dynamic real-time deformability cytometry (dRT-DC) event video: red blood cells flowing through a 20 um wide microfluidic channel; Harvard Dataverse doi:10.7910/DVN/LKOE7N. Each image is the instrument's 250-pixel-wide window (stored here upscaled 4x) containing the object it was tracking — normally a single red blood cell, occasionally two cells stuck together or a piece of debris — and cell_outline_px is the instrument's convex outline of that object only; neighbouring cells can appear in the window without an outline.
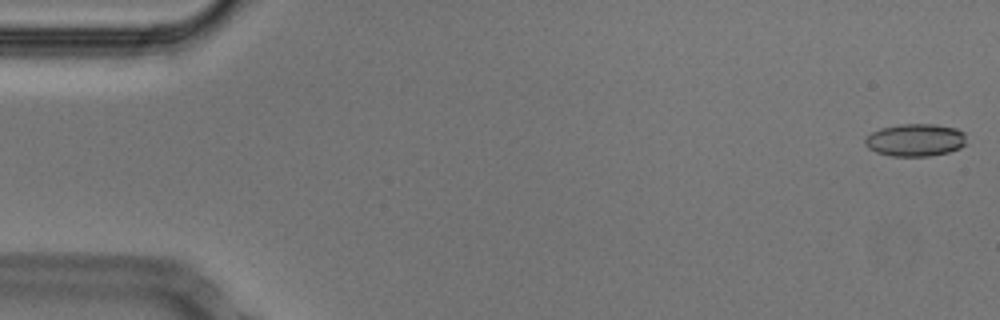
{"species": "Egyptian fruit bat (a non-hibernating species)", "species_latin": "Rousettus aegyptiacus", "temperature_condition": "cold", "stored_images_in_passage": 8, "camera_frame_rate_fps": 3000, "um_per_image_px": 0.085, "animal": {"sex": "male"}, "frame": {"image": 1, "passage_image": 1, "time_ms": 0.0, "image_size_px": [1000, 320], "cell_outline_px": [[964, 144], [960, 148], [948, 152], [928, 156], [892, 156], [876, 152], [868, 148], [864, 144], [864, 140], [872, 132], [880, 128], [900, 124], [936, 124], [956, 128], [964, 132]], "centroid_in_image_um": [77.78, 11.9], "position_along_channel_um": 7.2, "area_um2": 19.19}}